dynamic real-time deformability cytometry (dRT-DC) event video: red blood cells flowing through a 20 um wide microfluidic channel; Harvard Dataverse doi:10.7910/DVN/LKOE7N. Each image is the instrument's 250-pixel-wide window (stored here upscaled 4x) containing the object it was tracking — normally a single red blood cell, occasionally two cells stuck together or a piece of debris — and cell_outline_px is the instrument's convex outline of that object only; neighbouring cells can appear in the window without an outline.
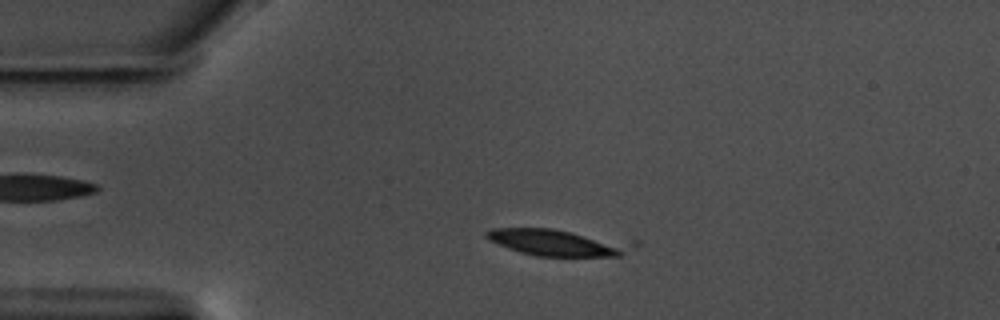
{"species": "common noctule bat (a hibernating species)", "species_latin": "Nyctalus noctula", "temperature_condition": "warm", "stored_images_in_passage": 11, "camera_frame_rate_fps": 3000, "um_per_image_px": 0.085, "animal": {"sex": "male", "body_mass_g": 17.5, "forearm_length_mm": 52.3}, "frame": {"image": 1, "passage_image": 10, "time_ms": 3.0, "image_size_px": [1000, 320], "cell_outline_px": [[640, 244], [620, 256], [536, 256], [520, 252], [508, 248], [488, 240], [484, 236], [484, 232], [492, 228], [552, 228], [640, 240]], "centroid_in_image_um": [47.58, 20.59], "position_along_channel_um": 37.4, "area_um2": 23.76}}